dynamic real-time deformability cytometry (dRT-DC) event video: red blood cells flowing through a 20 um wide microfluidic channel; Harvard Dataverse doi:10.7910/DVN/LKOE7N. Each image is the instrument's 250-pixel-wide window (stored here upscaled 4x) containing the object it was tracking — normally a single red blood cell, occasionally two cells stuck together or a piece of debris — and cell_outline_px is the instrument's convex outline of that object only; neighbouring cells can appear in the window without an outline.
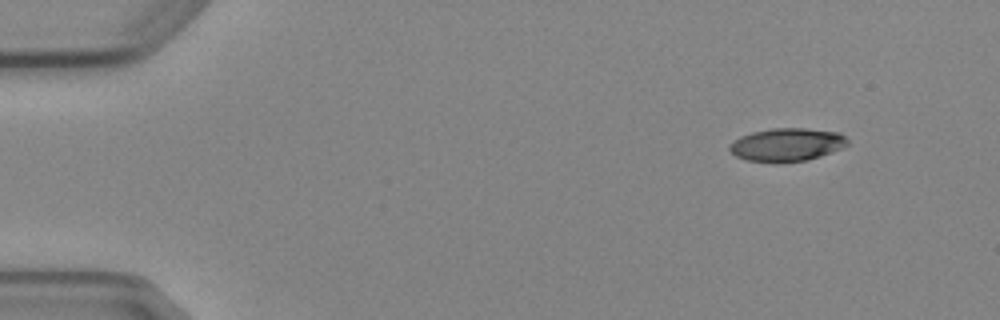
{"species": "Egyptian fruit bat (a non-hibernating species)", "species_latin": "Rousettus aegyptiacus", "temperature_condition": "cold", "stored_images_in_passage": 4, "camera_frame_rate_fps": 3000, "um_per_image_px": 0.085, "animal": {"sex": "female"}, "frame": {"image": 1, "passage_image": 1, "time_ms": 0.0, "image_size_px": [1000, 320], "cell_outline_px": [[848, 144], [840, 148], [820, 156], [808, 160], [776, 164], [748, 160], [736, 156], [728, 148], [740, 136], [752, 132], [772, 128], [804, 128], [840, 132], [848, 140]], "centroid_in_image_um": [66.89, 12.31], "position_along_channel_um": 18.1, "area_um2": 22.83}}
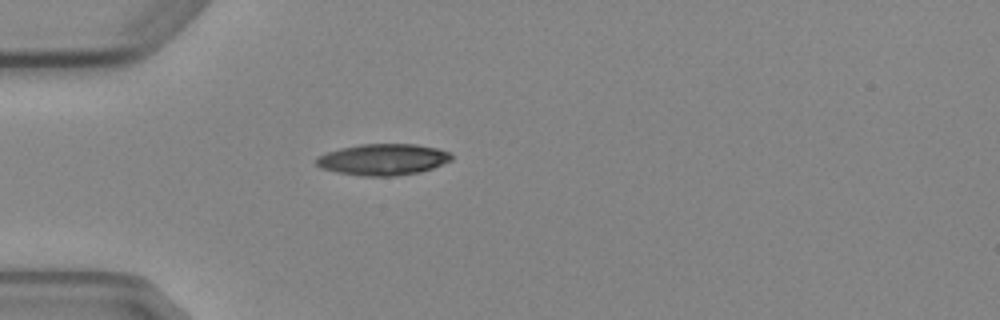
{"frame": {"image": 2, "passage_image": 4, "time_ms": 3.333, "image_size_px": [1000, 320], "cell_outline_px": [[452, 160], [432, 168], [420, 172], [396, 176], [360, 176], [336, 172], [320, 168], [316, 164], [316, 156], [340, 148], [360, 144], [416, 144], [436, 148], [448, 152], [452, 156]], "centroid_in_image_um": [32.53, 13.56], "position_along_channel_um": 52.5, "area_um2": 24.74}}